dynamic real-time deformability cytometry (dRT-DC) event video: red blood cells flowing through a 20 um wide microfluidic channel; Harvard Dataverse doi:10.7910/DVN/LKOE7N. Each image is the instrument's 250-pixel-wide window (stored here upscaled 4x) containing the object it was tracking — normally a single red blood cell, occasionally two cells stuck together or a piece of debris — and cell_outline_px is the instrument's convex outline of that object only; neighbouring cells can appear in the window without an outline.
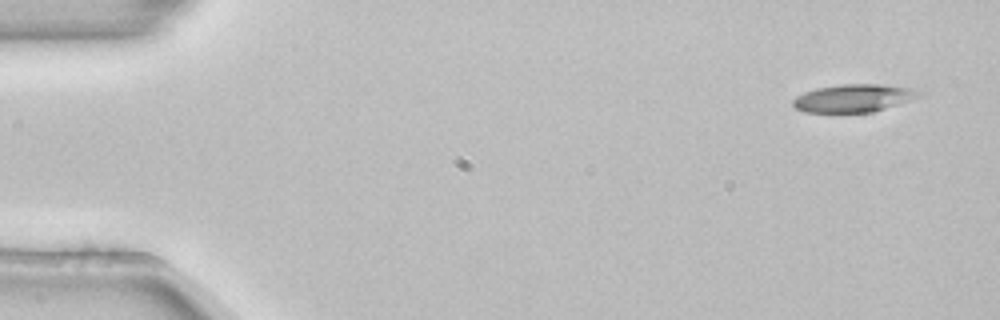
{"species": "common noctule bat (a hibernating species)", "species_latin": "Nyctalus noctula", "temperature_condition": "room temperature", "stored_images_in_passage": 4, "segment_of_instrument_passage": [2, 2], "camera_frame_rate_fps": 3000, "um_per_image_px": 0.085, "animal": {"sex": "female", "body_mass_g": 22.7, "forearm_length_mm": 54.2}, "frame": {"image": 1, "passage_image": 4, "time_ms": 1.0, "image_size_px": [1000, 320], "cell_outline_px": [[924, 92], [920, 96], [912, 100], [872, 112], [804, 112], [796, 108], [792, 104], [792, 100], [796, 96], [804, 92], [816, 88], [840, 84], [880, 84], [916, 88]], "centroid_in_image_um": [72.59, 8.33], "position_along_channel_um": 12.4, "area_um2": 20.63}}